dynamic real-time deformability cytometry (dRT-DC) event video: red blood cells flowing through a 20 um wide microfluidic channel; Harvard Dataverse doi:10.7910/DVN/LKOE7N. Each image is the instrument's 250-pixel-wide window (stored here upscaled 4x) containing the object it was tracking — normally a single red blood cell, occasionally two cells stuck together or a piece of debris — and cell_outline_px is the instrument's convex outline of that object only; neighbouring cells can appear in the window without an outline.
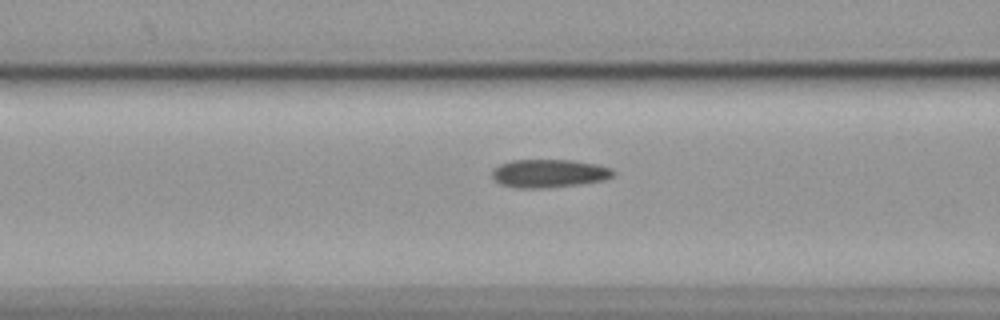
{"species": "common noctule bat (a hibernating species)", "species_latin": "Nyctalus noctula", "temperature_condition": "cold", "stored_images_in_passage": 56, "camera_frame_rate_fps": 3000, "um_per_image_px": 0.085, "animal": {"sex": "female", "body_mass_g": 19.9}, "frame": {"image": 1, "passage_image": 22, "time_ms": 7.0, "image_size_px": [1000, 320], "cell_outline_px": [[616, 172], [612, 176], [604, 180], [580, 184], [544, 188], [516, 188], [500, 184], [492, 176], [492, 168], [500, 164], [512, 160], [572, 160], [596, 164], [612, 168]], "centroid_in_image_um": [46.66, 14.74], "position_along_channel_um": 119.9, "area_um2": 20.0}}
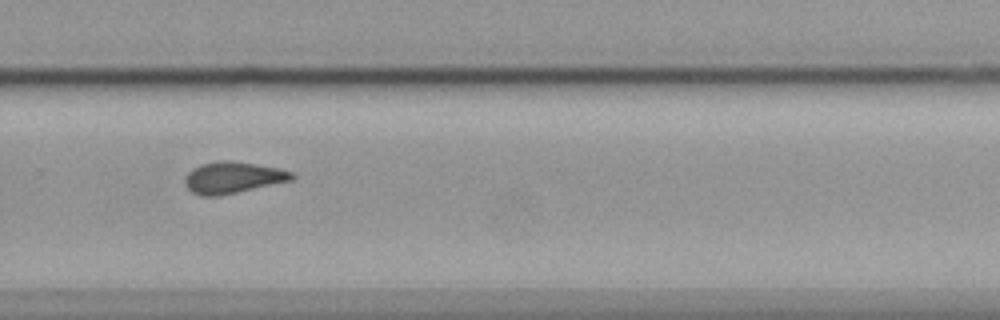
{"frame": {"image": 2, "passage_image": 38, "time_ms": 12.333, "image_size_px": [1000, 320], "cell_outline_px": [[296, 176], [292, 180], [220, 196], [200, 196], [192, 192], [184, 184], [184, 176], [192, 168], [200, 164], [224, 160], [228, 160], [256, 164], [276, 168], [292, 172]], "centroid_in_image_um": [19.74, 15.1], "position_along_channel_um": 310.1, "area_um2": 19.65}}
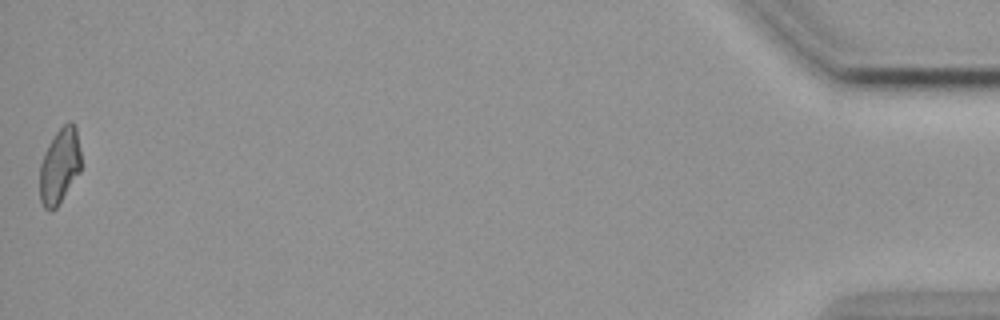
{"frame": {"image": 3, "passage_image": 56, "time_ms": 18.333, "image_size_px": [1000, 320], "cell_outline_px": [[80, 172], [56, 208], [52, 212], [48, 212], [44, 208], [40, 200], [40, 164], [48, 144], [56, 132], [68, 120], [72, 120], [76, 128], [80, 152]], "centroid_in_image_um": [5.06, 14.12], "position_along_channel_um": 430.1, "area_um2": 18.21}, "authors_computed_cell_mechanics": {"area_um2": 19.4208, "velocity_mm_per_s": 3.575, "shape_relaxation_time_tau1_ms": null, "shape_relaxation_time_tau2_ms": 4.5442, "deformation_change_tau1": null, "deformation_change_tau2": 0.1244}}